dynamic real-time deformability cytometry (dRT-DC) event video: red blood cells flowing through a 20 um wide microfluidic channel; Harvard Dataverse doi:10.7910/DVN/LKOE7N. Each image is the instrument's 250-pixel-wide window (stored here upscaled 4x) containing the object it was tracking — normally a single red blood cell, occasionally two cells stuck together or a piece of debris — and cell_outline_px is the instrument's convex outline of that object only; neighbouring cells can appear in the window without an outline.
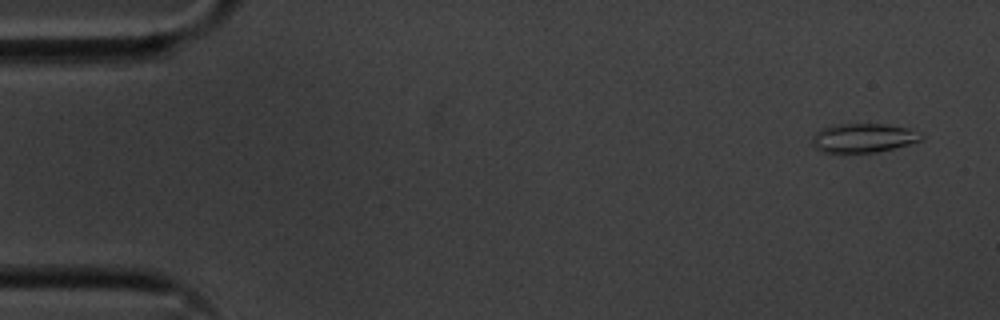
{"species": "common noctule bat (a hibernating species)", "species_latin": "Nyctalus noctula", "temperature_condition": "cold", "stored_images_in_passage": 14, "camera_frame_rate_fps": 3000, "um_per_image_px": 0.085, "animal": {"sex": "male", "body_mass_g": 20.1, "forearm_length_mm": 53.5}, "frame": {"image": 1, "passage_image": 3, "time_ms": 0.667, "image_size_px": [1000, 320], "cell_outline_px": [[924, 136], [920, 140], [908, 144], [876, 152], [844, 156], [820, 152], [812, 144], [812, 136], [820, 128], [840, 124], [888, 124], [908, 128], [920, 132]], "centroid_in_image_um": [73.3, 11.77], "position_along_channel_um": 11.7, "area_um2": 19.19}}